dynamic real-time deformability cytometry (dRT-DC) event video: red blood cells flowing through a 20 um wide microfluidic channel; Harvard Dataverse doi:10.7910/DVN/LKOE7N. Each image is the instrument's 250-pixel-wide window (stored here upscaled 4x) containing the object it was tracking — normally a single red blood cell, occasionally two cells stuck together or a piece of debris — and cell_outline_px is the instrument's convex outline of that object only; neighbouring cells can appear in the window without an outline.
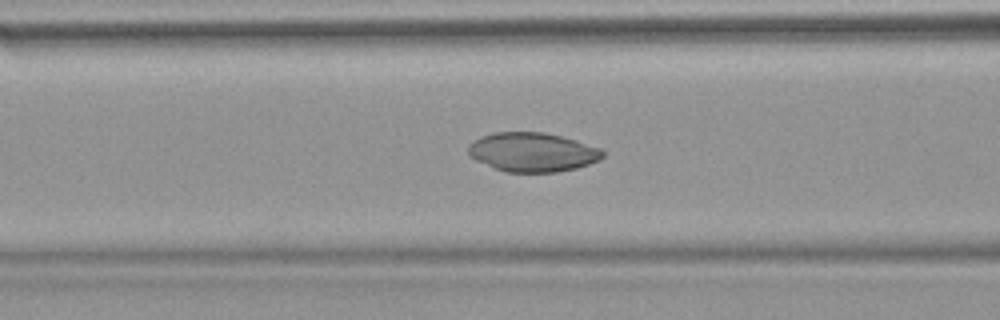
{"species": "common noctule bat (a hibernating species)", "species_latin": "Nyctalus noctula", "temperature_condition": "warm", "stored_images_in_passage": 45, "camera_frame_rate_fps": 3000, "um_per_image_px": 0.085, "animal": {"sex": "female", "body_mass_g": 18.4}, "frame": {"image": 1, "passage_image": 20, "time_ms": 6.333, "image_size_px": [1000, 320], "cell_outline_px": [[604, 156], [600, 160], [576, 168], [556, 172], [504, 172], [476, 160], [468, 156], [468, 144], [480, 136], [492, 132], [544, 132], [576, 140], [600, 148], [604, 152]], "centroid_in_image_um": [45.24, 12.93], "position_along_channel_um": 121.4, "area_um2": 30.81}}